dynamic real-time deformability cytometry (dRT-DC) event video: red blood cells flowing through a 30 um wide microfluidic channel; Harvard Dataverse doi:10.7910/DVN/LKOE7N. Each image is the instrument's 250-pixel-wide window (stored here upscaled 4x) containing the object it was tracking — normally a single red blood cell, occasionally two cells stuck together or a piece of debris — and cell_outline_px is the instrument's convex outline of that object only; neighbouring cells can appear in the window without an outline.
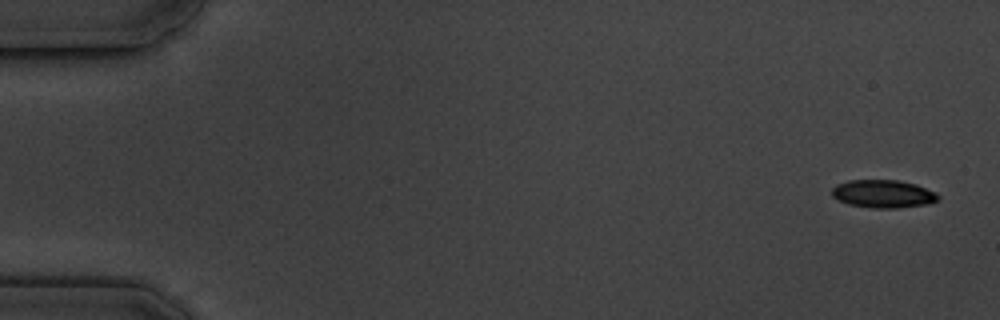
{"species": "common noctule bat (a hibernating species)", "species_latin": "Nyctalus noctula", "temperature_condition": "cold", "stored_images_in_passage": 6, "camera_frame_rate_fps": 3000, "um_per_image_px": 0.085, "animal": {"sex": "male", "body_mass_g": 19.5, "forearm_length_mm": 54.6}, "frame": {"image": 1, "passage_image": 1, "time_ms": 0.0, "image_size_px": [1000, 320], "cell_outline_px": [[940, 200], [928, 204], [896, 208], [872, 208], [848, 204], [832, 196], [832, 188], [836, 184], [848, 180], [896, 180], [916, 184], [936, 192], [940, 196]], "centroid_in_image_um": [75.09, 16.47], "position_along_channel_um": 9.9, "area_um2": 17.4}}
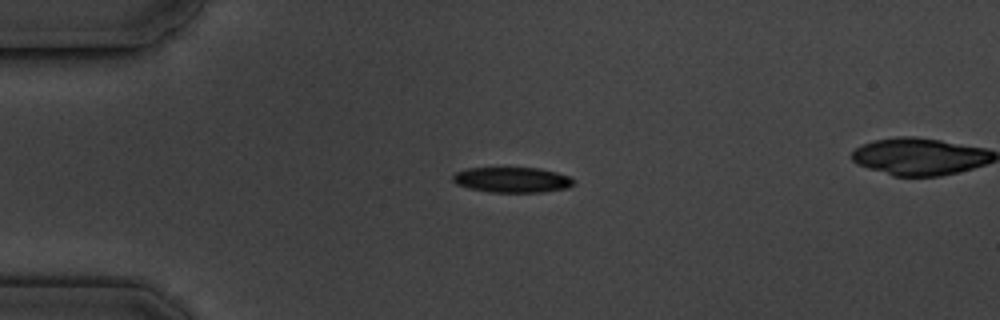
{"frame": {"image": 2, "passage_image": 4, "time_ms": 4.0, "image_size_px": [1000, 320], "cell_outline_px": [[576, 184], [568, 188], [544, 192], [488, 192], [468, 188], [456, 184], [452, 180], [452, 176], [456, 172], [468, 168], [540, 168], [556, 172], [568, 176], [576, 180]], "centroid_in_image_um": [43.56, 15.29], "position_along_channel_um": 41.4, "area_um2": 18.03}}